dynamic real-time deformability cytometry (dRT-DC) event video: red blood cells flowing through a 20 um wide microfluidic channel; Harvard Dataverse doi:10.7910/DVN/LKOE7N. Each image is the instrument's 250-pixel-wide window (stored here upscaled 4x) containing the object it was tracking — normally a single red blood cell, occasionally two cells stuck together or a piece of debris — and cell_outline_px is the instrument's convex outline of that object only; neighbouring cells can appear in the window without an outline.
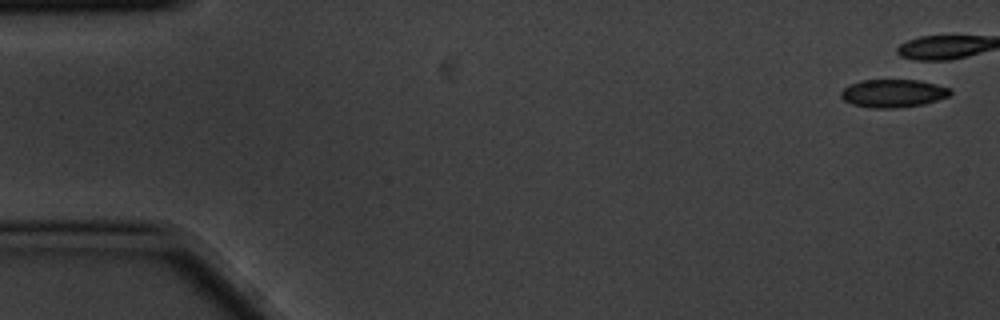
{"species": "common noctule bat (a hibernating species)", "species_latin": "Nyctalus noctula", "temperature_condition": "cold", "stored_images_in_passage": 6, "camera_frame_rate_fps": 3000, "um_per_image_px": 0.085, "animal": {"sex": "male", "body_mass_g": 20.1, "forearm_length_mm": 53.5}, "frame": {"image": 1, "passage_image": 1, "time_ms": 0.0, "image_size_px": [1000, 320], "cell_outline_px": [[952, 92], [948, 96], [924, 104], [896, 108], [872, 108], [852, 104], [844, 100], [840, 96], [840, 92], [848, 84], [860, 80], [920, 80], [952, 88]], "centroid_in_image_um": [75.9, 7.92], "position_along_channel_um": 9.1, "area_um2": 17.98}}
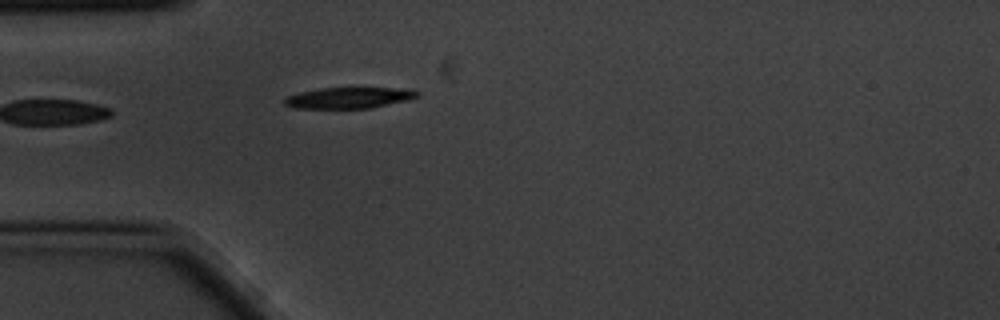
{"frame": {"image": 2, "passage_image": 6, "time_ms": 1.667, "image_size_px": [1000, 320], "cell_outline_px": [[420, 96], [408, 100], [372, 108], [292, 108], [284, 104], [284, 100], [288, 96], [300, 92], [320, 88], [396, 88], [420, 92]], "centroid_in_image_um": [29.66, 8.32], "position_along_channel_um": 55.3, "area_um2": 16.18}}